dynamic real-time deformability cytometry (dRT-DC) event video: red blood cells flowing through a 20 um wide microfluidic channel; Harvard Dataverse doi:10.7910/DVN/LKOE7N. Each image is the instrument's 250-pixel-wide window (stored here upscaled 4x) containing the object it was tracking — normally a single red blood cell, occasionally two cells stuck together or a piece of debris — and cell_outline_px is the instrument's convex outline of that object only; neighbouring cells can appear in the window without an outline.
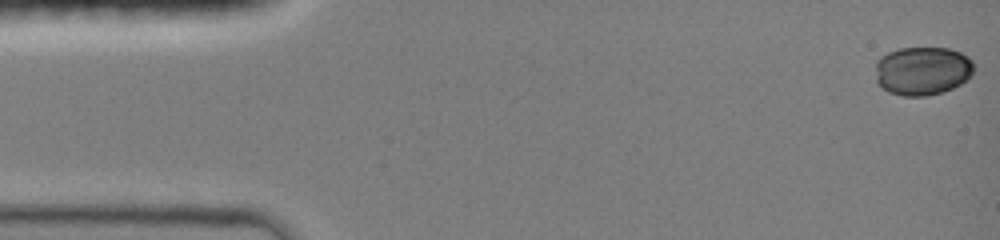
{"species": "common noctule bat (a hibernating species)", "species_latin": "Nyctalus noctula", "temperature_condition": "room temperature", "stored_images_in_passage": 39, "camera_frame_rate_fps": 3000, "um_per_image_px": 0.085, "animal": {"sex": "female", "body_mass_g": 19.0, "forearm_length_mm": 51.5}, "frame": {"image": 1, "passage_image": 1, "time_ms": 0.0, "image_size_px": [1000, 240], "cell_outline_px": [[972, 76], [960, 84], [952, 88], [940, 92], [924, 96], [904, 96], [888, 92], [876, 80], [876, 60], [880, 56], [888, 52], [900, 48], [948, 48], [960, 52], [972, 60]], "centroid_in_image_um": [78.39, 6.01], "position_along_channel_um": 6.6, "area_um2": 27.8}}
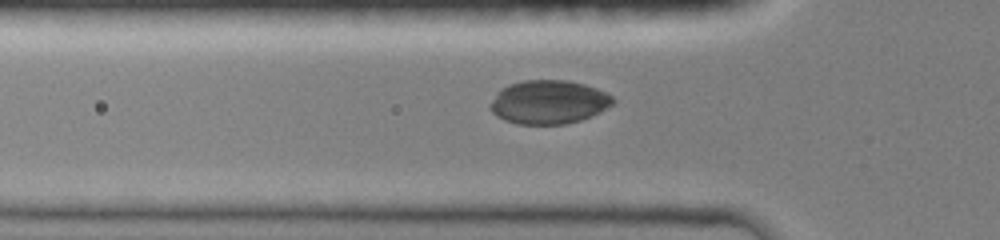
{"frame": {"image": 2, "passage_image": 23, "time_ms": 4.667, "image_size_px": [1000, 240], "cell_outline_px": [[616, 100], [612, 104], [600, 112], [580, 120], [564, 124], [516, 124], [504, 120], [496, 116], [488, 108], [488, 104], [496, 92], [500, 88], [508, 84], [524, 80], [568, 80], [584, 84], [596, 88], [612, 96]], "centroid_in_image_um": [46.58, 8.67], "position_along_channel_um": 79.2, "area_um2": 31.5}}
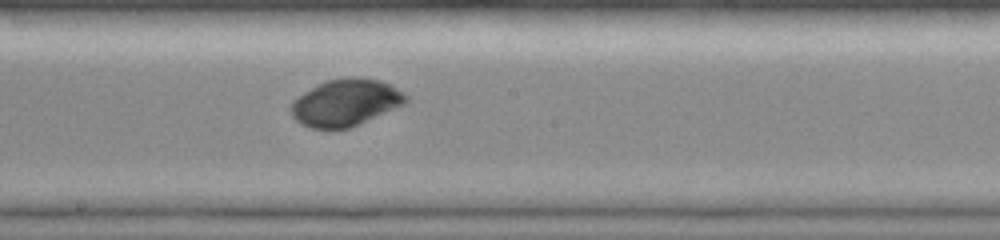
{"frame": {"image": 3, "passage_image": 39, "time_ms": 8.0, "image_size_px": [1000, 240], "cell_outline_px": [[408, 100], [404, 104], [348, 128], [312, 128], [300, 124], [292, 116], [292, 100], [316, 84], [324, 80], [344, 76], [360, 76], [380, 80], [404, 92], [408, 96]], "centroid_in_image_um": [29.36, 8.68], "position_along_channel_um": 218.8, "area_um2": 31.39}}